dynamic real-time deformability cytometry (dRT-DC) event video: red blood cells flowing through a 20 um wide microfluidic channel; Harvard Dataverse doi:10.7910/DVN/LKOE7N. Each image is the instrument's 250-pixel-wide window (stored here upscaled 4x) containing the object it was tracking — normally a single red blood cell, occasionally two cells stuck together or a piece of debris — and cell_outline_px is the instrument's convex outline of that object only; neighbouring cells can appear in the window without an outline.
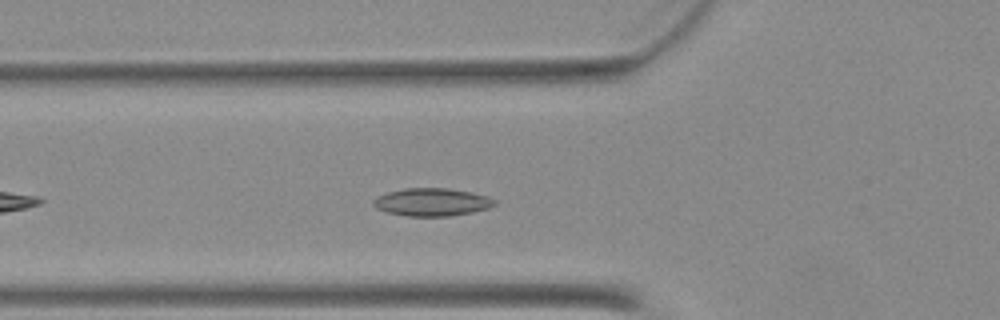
{"species": "Egyptian fruit bat (a non-hibernating species)", "species_latin": "Rousettus aegyptiacus", "temperature_condition": "warm", "stored_images_in_passage": 38, "camera_frame_rate_fps": 3000, "um_per_image_px": 0.085, "animal": {"sex": "female"}, "frame": {"image": 1, "passage_image": 6, "time_ms": 1.667, "image_size_px": [1000, 320], "cell_outline_px": [[496, 204], [488, 208], [472, 212], [448, 216], [408, 216], [388, 212], [376, 208], [372, 204], [372, 200], [388, 192], [404, 188], [448, 188], [472, 192], [488, 196], [496, 200]], "centroid_in_image_um": [36.73, 17.17], "position_along_channel_um": 89.1, "area_um2": 19.59}}
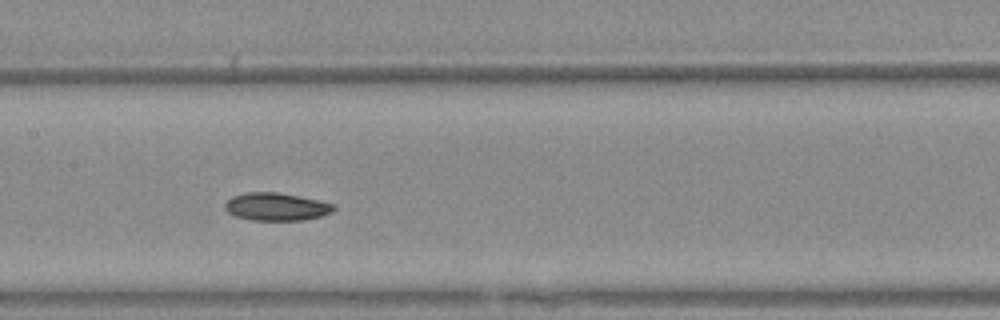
{"frame": {"image": 2, "passage_image": 13, "time_ms": 4.0, "image_size_px": [1000, 320], "cell_outline_px": [[336, 208], [332, 212], [320, 216], [304, 220], [252, 220], [236, 216], [228, 212], [224, 208], [224, 204], [232, 196], [244, 192], [276, 192], [336, 204]], "centroid_in_image_um": [23.47, 17.57], "position_along_channel_um": 183.9, "area_um2": 17.51}}
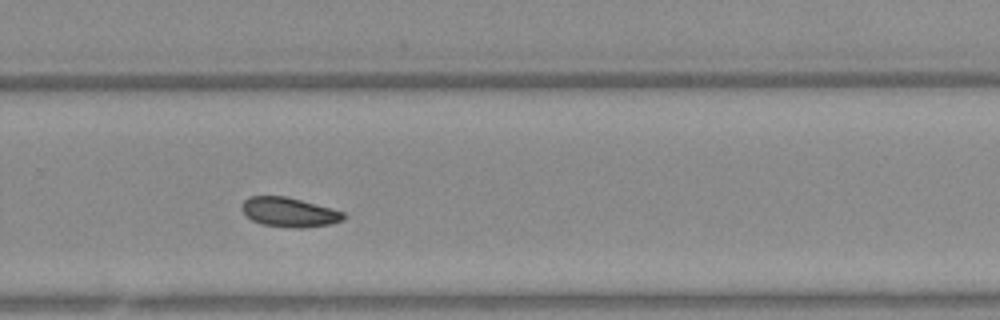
{"frame": {"image": 3, "passage_image": 22, "time_ms": 7.0, "image_size_px": [1000, 320], "cell_outline_px": [[344, 220], [332, 224], [304, 228], [292, 228], [260, 224], [252, 220], [240, 208], [244, 200], [248, 196], [284, 196], [332, 208], [344, 212]], "centroid_in_image_um": [24.58, 18.04], "position_along_channel_um": 305.2, "area_um2": 17.51}}